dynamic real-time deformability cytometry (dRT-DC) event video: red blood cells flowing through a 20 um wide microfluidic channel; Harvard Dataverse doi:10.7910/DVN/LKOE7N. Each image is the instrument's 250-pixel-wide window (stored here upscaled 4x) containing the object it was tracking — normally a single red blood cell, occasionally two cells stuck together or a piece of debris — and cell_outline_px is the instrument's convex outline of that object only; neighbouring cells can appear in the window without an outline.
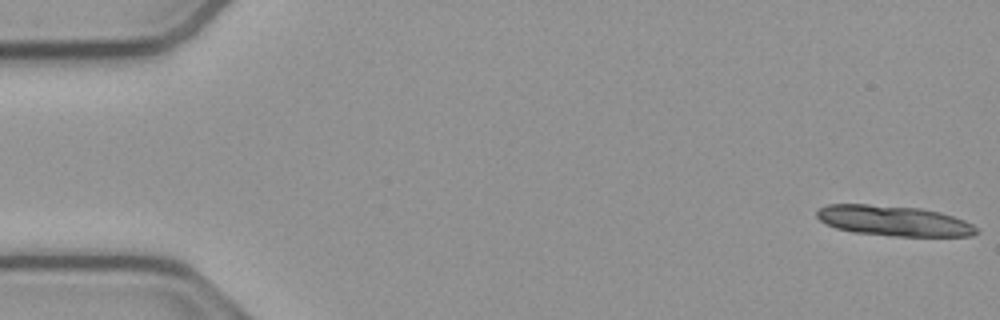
{"species": "common noctule bat (a hibernating species)", "species_latin": "Nyctalus noctula", "temperature_condition": "cold", "stored_images_in_passage": 14, "camera_frame_rate_fps": 3000, "um_per_image_px": 0.085, "animal": {"sex": "male", "body_mass_g": 23.1, "forearm_length_mm": 52.7}, "frame": {"image": 1, "passage_image": 1, "time_ms": 0.0, "image_size_px": [1000, 320], "cell_outline_px": [[980, 232], [972, 236], [888, 236], [852, 232], [836, 228], [820, 220], [816, 216], [816, 212], [820, 208], [828, 204], [868, 204], [920, 208], [940, 212], [964, 220], [972, 224]], "centroid_in_image_um": [75.97, 18.77], "position_along_channel_um": 9.0, "area_um2": 28.26}}